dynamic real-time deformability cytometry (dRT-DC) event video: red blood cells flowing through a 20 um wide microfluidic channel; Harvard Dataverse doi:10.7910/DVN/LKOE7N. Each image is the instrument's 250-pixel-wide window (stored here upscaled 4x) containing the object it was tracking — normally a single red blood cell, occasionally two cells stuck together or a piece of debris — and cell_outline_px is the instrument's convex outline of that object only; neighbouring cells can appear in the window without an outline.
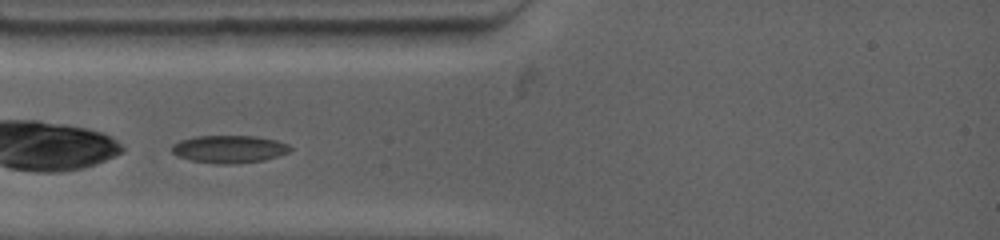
{"species": "common noctule bat (a hibernating species)", "species_latin": "Nyctalus noctula", "temperature_condition": "warm", "stored_images_in_passage": 14, "camera_frame_rate_fps": 4500, "um_per_image_px": 0.085, "animal": {"sex": "female", "body_mass_g": 19.0, "forearm_length_mm": 53.3}, "frame": {"image": 1, "passage_image": 7, "time_ms": 0.667, "image_size_px": [1000, 240], "cell_outline_px": [[292, 148], [288, 152], [264, 160], [228, 164], [216, 164], [192, 160], [180, 156], [172, 152], [172, 144], [180, 140], [196, 136], [256, 136], [276, 140], [288, 144]], "centroid_in_image_um": [19.48, 12.66], "position_along_channel_um": 65.5, "area_um2": 18.84}}
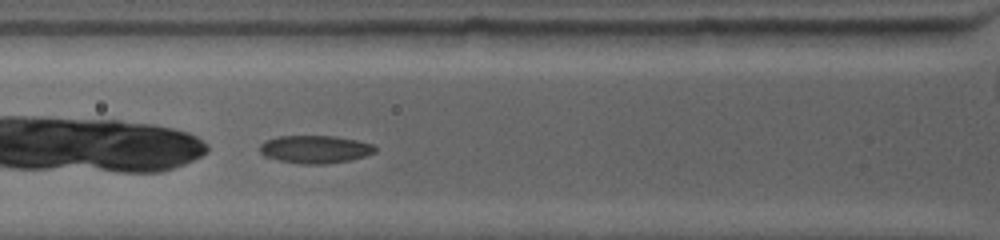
{"frame": {"image": 2, "passage_image": 11, "time_ms": 1.556, "image_size_px": [1000, 240], "cell_outline_px": [[376, 152], [364, 156], [348, 160], [324, 164], [300, 164], [280, 160], [264, 156], [260, 152], [260, 144], [264, 140], [276, 136], [336, 136], [356, 140], [372, 144], [376, 148]], "centroid_in_image_um": [26.75, 12.68], "position_along_channel_um": 99.1, "area_um2": 18.67}}